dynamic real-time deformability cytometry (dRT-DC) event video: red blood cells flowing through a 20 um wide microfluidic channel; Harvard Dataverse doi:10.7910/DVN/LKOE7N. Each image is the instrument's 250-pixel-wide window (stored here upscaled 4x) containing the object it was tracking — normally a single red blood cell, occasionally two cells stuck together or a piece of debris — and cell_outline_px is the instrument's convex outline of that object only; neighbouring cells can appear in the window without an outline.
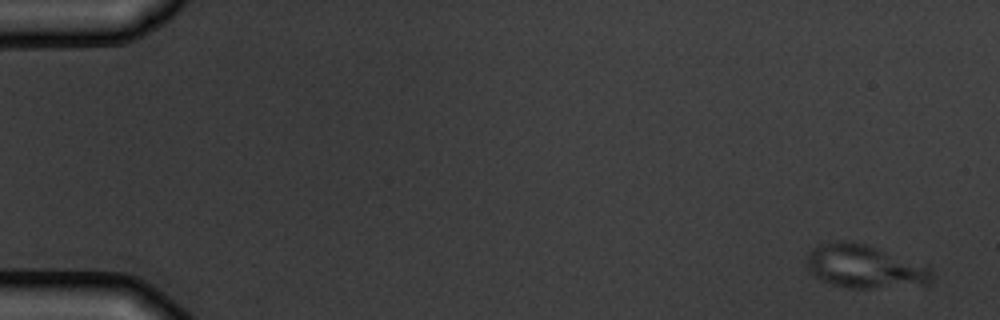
{"species": "common noctule bat (a hibernating species)", "species_latin": "Nyctalus noctula", "temperature_condition": "warm", "stored_images_in_passage": 4, "camera_frame_rate_fps": 3000, "um_per_image_px": 0.085, "animal": {"sex": "male", "body_mass_g": 19.5, "forearm_length_mm": 54.6}, "frame": {"image": 1, "passage_image": 1, "time_ms": 0.0, "image_size_px": [1000, 320], "cell_outline_px": [[932, 280], [928, 284], [872, 288], [848, 288], [832, 284], [808, 272], [804, 264], [808, 252], [812, 248], [820, 244], [836, 240], [844, 240], [864, 244], [880, 248], [928, 264], [932, 268]], "centroid_in_image_um": [73.5, 22.63], "position_along_channel_um": 11.5, "area_um2": 32.19}}